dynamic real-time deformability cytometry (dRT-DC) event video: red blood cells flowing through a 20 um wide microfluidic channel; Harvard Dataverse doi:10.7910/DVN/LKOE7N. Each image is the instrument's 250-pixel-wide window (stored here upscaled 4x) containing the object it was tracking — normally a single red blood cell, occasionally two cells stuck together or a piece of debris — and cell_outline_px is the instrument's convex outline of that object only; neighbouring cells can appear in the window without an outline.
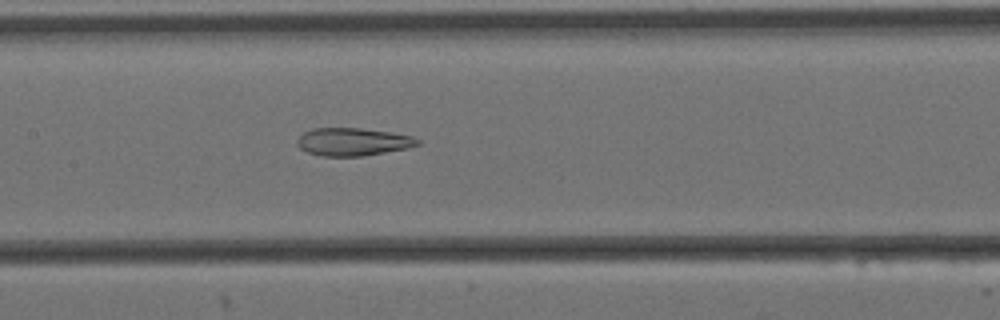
{"species": "Egyptian fruit bat (a non-hibernating species)", "species_latin": "Rousettus aegyptiacus", "temperature_condition": "cold", "stored_images_in_passage": 7, "camera_frame_rate_fps": 3000, "um_per_image_px": 0.085, "animal": {"sex": "female"}, "frame": {"image": 1, "passage_image": 7, "time_ms": 2.0, "image_size_px": [1000, 320], "cell_outline_px": [[420, 144], [408, 148], [364, 156], [324, 156], [308, 152], [300, 148], [296, 144], [296, 140], [304, 132], [312, 128], [360, 128], [392, 132], [412, 136], [420, 140]], "centroid_in_image_um": [30.01, 12.05], "position_along_channel_um": 177.4, "area_um2": 19.59}}